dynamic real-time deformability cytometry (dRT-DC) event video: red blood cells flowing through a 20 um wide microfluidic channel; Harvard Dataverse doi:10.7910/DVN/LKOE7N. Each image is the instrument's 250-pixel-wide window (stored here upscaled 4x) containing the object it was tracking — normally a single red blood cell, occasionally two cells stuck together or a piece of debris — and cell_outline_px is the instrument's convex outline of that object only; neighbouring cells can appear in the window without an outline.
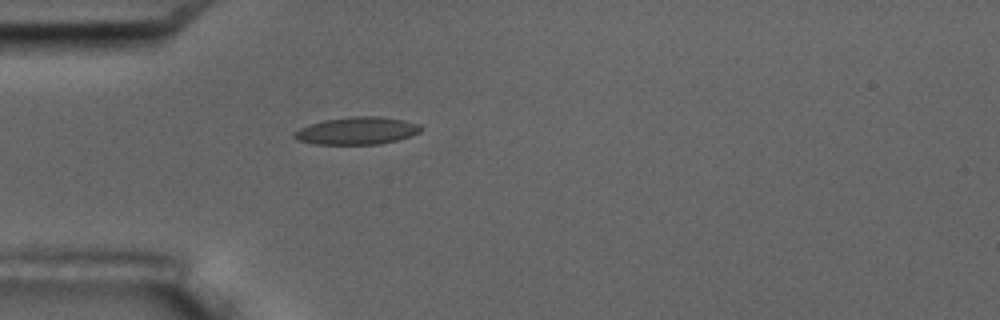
{"species": "common noctule bat (a hibernating species)", "species_latin": "Nyctalus noctula", "temperature_condition": "room temperature", "stored_images_in_passage": 6, "camera_frame_rate_fps": 3000, "um_per_image_px": 0.085, "animal": {"sex": "male", "body_mass_g": 17.5, "forearm_length_mm": 52.3}, "frame": {"image": 1, "passage_image": 6, "time_ms": 6.667, "image_size_px": [1000, 320], "cell_outline_px": [[424, 128], [420, 132], [412, 136], [380, 144], [316, 144], [296, 140], [292, 136], [292, 132], [300, 128], [324, 120], [352, 116], [380, 116], [404, 120], [420, 124]], "centroid_in_image_um": [30.37, 11.11], "position_along_channel_um": 54.6, "area_um2": 20.4}}